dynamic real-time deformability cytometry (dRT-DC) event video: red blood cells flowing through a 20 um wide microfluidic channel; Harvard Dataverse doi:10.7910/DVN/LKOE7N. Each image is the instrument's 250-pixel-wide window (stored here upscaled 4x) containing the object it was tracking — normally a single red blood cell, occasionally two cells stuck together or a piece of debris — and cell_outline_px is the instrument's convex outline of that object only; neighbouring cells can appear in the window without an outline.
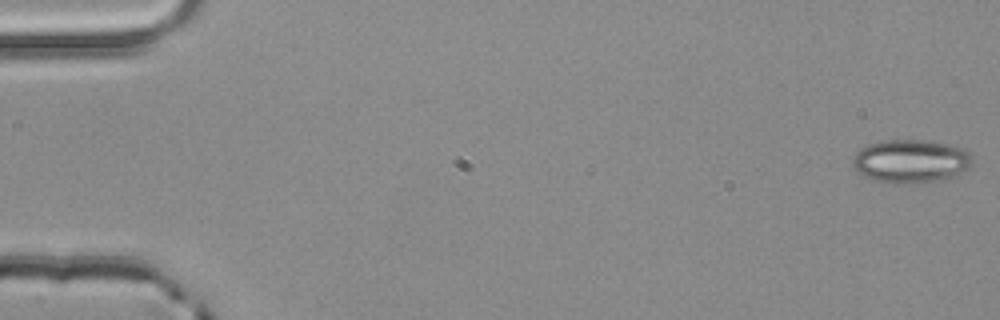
{"species": "common noctule bat (a hibernating species)", "species_latin": "Nyctalus noctula", "temperature_condition": "room temperature", "stored_images_in_passage": 4, "camera_frame_rate_fps": 3000, "um_per_image_px": 0.085, "animal": {"sex": "male", "body_mass_g": 20.4}, "frame": {"image": 1, "passage_image": 1, "time_ms": 0.0, "image_size_px": [1000, 320], "cell_outline_px": [[972, 164], [968, 168], [952, 176], [936, 180], [900, 184], [888, 184], [864, 176], [856, 172], [852, 164], [852, 156], [860, 148], [868, 144], [884, 140], [924, 140], [952, 144], [968, 152], [972, 156]], "centroid_in_image_um": [77.35, 13.69], "position_along_channel_um": 7.6, "area_um2": 30.29}}